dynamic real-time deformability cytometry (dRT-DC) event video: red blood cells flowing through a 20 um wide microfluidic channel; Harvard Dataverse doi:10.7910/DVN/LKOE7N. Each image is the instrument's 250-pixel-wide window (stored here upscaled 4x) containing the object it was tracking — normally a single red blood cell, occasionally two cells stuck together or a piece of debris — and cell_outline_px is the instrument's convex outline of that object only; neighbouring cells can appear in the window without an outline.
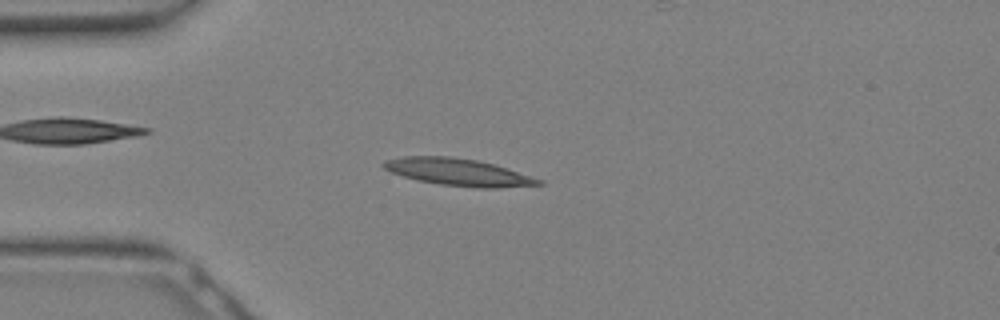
{"species": "Egyptian fruit bat (a non-hibernating species)", "species_latin": "Rousettus aegyptiacus", "temperature_condition": "warm", "stored_images_in_passage": 15, "camera_frame_rate_fps": 3000, "um_per_image_px": 0.085, "animal": {"sex": "female"}, "frame": {"image": 1, "passage_image": 7, "time_ms": 2.0, "image_size_px": [1000, 320], "cell_outline_px": [[544, 184], [500, 188], [476, 188], [440, 184], [416, 180], [392, 172], [384, 168], [380, 164], [384, 160], [404, 156], [452, 156], [476, 160], [496, 164], [544, 180]], "centroid_in_image_um": [38.99, 14.63], "position_along_channel_um": 46.0, "area_um2": 24.74}}
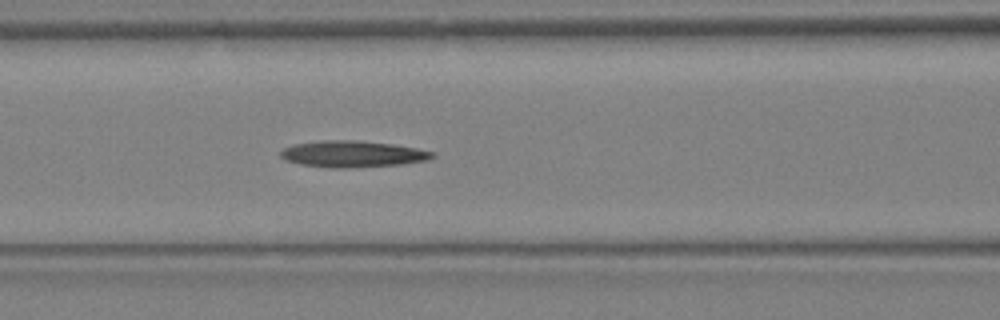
{"frame": {"image": 2, "passage_image": 12, "time_ms": 3.667, "image_size_px": [1000, 320], "cell_outline_px": [[436, 156], [424, 160], [400, 164], [348, 168], [332, 168], [300, 164], [284, 160], [280, 156], [280, 152], [284, 148], [292, 144], [320, 140], [356, 140], [392, 144], [416, 148], [436, 152]], "centroid_in_image_um": [29.92, 13.08], "position_along_channel_um": 136.7, "area_um2": 23.41}}
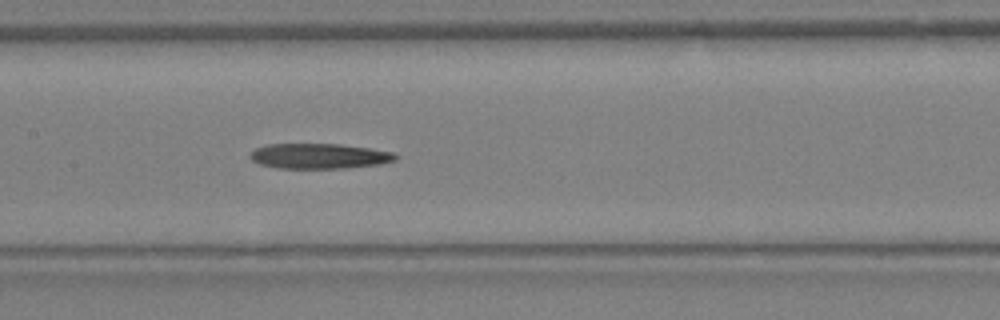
{"frame": {"image": 3, "passage_image": 14, "time_ms": 4.333, "image_size_px": [1000, 320], "cell_outline_px": [[400, 156], [396, 160], [380, 164], [344, 168], [280, 168], [260, 164], [252, 160], [248, 156], [256, 148], [268, 144], [340, 144], [368, 148], [392, 152]], "centroid_in_image_um": [27.15, 13.26], "position_along_channel_um": 180.3, "area_um2": 21.27}}